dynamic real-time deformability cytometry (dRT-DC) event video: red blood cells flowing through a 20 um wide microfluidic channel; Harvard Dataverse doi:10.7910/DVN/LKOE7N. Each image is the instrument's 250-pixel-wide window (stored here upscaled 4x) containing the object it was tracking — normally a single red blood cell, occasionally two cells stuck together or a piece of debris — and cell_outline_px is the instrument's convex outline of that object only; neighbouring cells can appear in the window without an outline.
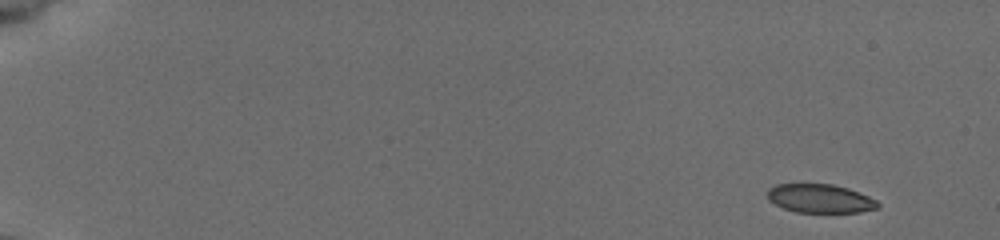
{"species": "common noctule bat (a hibernating species)", "species_latin": "Nyctalus noctula", "temperature_condition": "cold", "stored_images_in_passage": 27, "segment_of_instrument_passage": [1, 2], "camera_frame_rate_fps": 3000, "um_per_image_px": 0.085, "animal": {"sex": "female", "body_mass_g": 19.5, "forearm_length_mm": 54.1}, "frame": {"image": 1, "passage_image": 1, "time_ms": 0.0, "image_size_px": [1000, 240], "cell_outline_px": [[880, 208], [860, 212], [796, 212], [784, 208], [768, 200], [768, 188], [776, 184], [832, 184], [848, 188], [868, 196], [876, 200], [880, 204]], "centroid_in_image_um": [69.72, 16.87], "position_along_channel_um": 15.3, "area_um2": 18.44}}
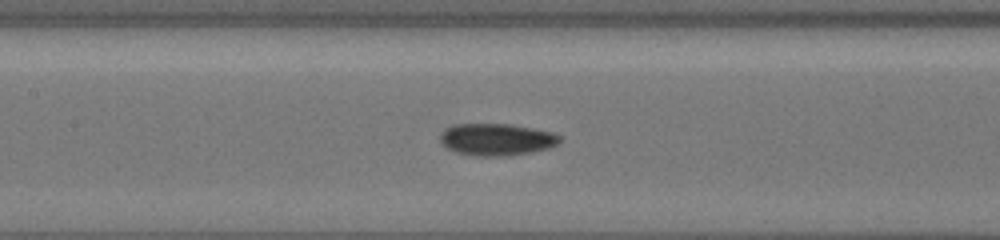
{"frame": {"image": 2, "passage_image": 9, "time_ms": 2.667, "image_size_px": [1000, 240], "cell_outline_px": [[560, 140], [556, 144], [548, 148], [532, 152], [508, 156], [476, 156], [456, 152], [448, 148], [440, 140], [440, 132], [444, 128], [452, 124], [512, 124], [552, 132], [560, 136]], "centroid_in_image_um": [42.18, 11.85], "position_along_channel_um": 165.2, "area_um2": 22.37}}
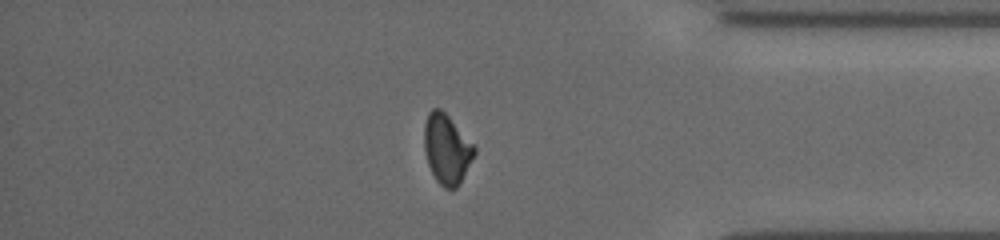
{"frame": {"image": 3, "passage_image": 20, "time_ms": 6.333, "image_size_px": [1000, 240], "cell_outline_px": [[476, 152], [456, 188], [444, 188], [436, 180], [428, 164], [424, 148], [424, 124], [428, 112], [432, 108], [440, 108], [448, 116], [476, 148]], "centroid_in_image_um": [37.94, 12.65], "position_along_channel_um": 397.3, "area_um2": 19.94}}